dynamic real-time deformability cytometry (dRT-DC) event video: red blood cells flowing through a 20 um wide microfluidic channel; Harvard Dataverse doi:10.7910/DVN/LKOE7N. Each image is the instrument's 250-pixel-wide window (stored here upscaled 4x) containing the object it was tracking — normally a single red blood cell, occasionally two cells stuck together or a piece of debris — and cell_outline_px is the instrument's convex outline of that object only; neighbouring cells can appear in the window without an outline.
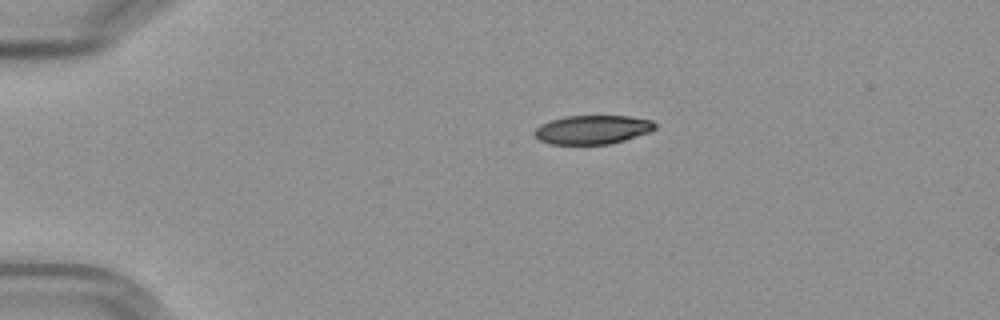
{"species": "Egyptian fruit bat (a non-hibernating species)", "species_latin": "Rousettus aegyptiacus", "temperature_condition": "cold", "stored_images_in_passage": 46, "camera_frame_rate_fps": 3000, "um_per_image_px": 0.085, "frame": {"image": 1, "passage_image": 1, "time_ms": 0.0, "image_size_px": [1000, 320], "cell_outline_px": [[656, 128], [652, 132], [624, 140], [608, 144], [552, 144], [540, 140], [532, 136], [532, 132], [540, 124], [564, 116], [628, 116], [652, 120], [656, 124]], "centroid_in_image_um": [50.36, 11.02], "position_along_channel_um": 34.6, "area_um2": 20.4}}
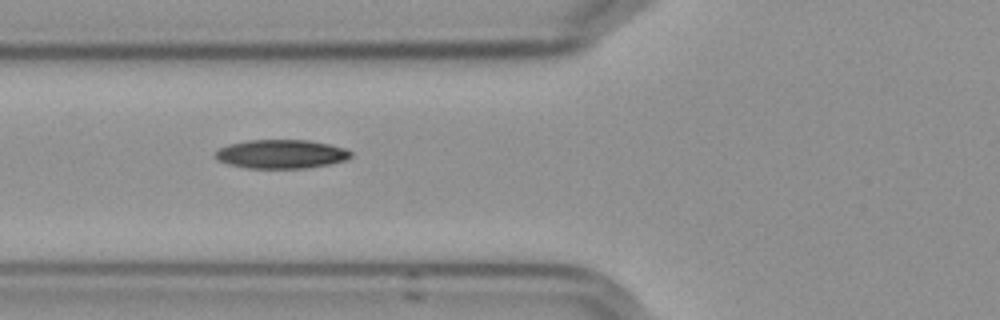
{"frame": {"image": 2, "passage_image": 11, "time_ms": 3.333, "image_size_px": [1000, 320], "cell_outline_px": [[352, 156], [348, 160], [328, 164], [304, 168], [248, 168], [228, 164], [216, 160], [216, 152], [220, 148], [228, 144], [248, 140], [308, 140], [328, 144], [344, 148], [352, 152]], "centroid_in_image_um": [23.9, 13.09], "position_along_channel_um": 101.9, "area_um2": 22.72}}
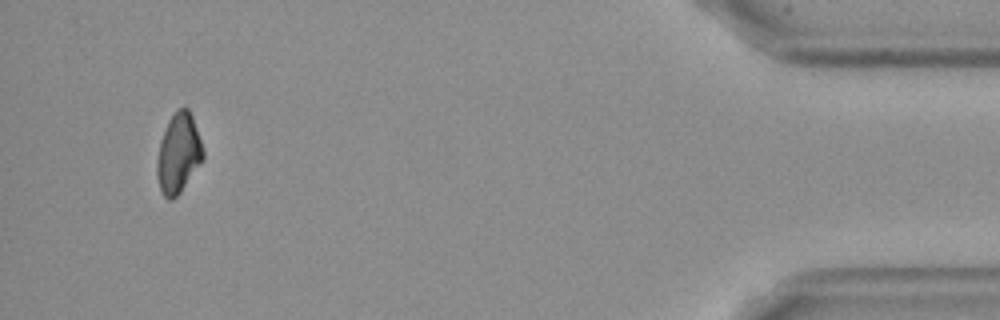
{"frame": {"image": 3, "passage_image": 43, "time_ms": 14.0, "image_size_px": [1000, 320], "cell_outline_px": [[204, 156], [180, 192], [172, 200], [168, 200], [160, 192], [156, 176], [156, 164], [160, 140], [168, 120], [176, 108], [188, 108], [192, 116], [204, 152]], "centroid_in_image_um": [15.12, 13.03], "position_along_channel_um": 420.1, "area_um2": 21.21}, "authors_computed_cell_mechanics": {"area_um2": 22.0218, "velocity_mm_per_s": 3.5984, "shape_relaxation_time_tau1_ms": 7.6658, "shape_relaxation_time_tau2_ms": null, "deformation_change_tau1": 0.1712, "deformation_change_tau2": null}}